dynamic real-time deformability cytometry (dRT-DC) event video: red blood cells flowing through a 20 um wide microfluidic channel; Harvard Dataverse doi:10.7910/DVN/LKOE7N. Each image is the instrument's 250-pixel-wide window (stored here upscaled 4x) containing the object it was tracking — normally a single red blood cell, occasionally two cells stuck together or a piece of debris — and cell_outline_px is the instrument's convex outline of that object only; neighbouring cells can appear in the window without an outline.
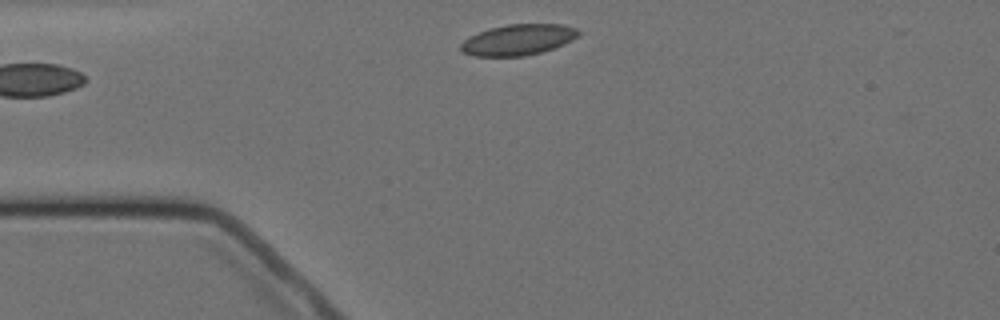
{"species": "Egyptian fruit bat (a non-hibernating species)", "species_latin": "Rousettus aegyptiacus", "temperature_condition": "cold", "stored_images_in_passage": 2, "segment_of_instrument_passage": [2, 2], "camera_frame_rate_fps": 3000, "um_per_image_px": 0.085, "animal": {"sex": "female"}, "frame": {"image": 1, "passage_image": 2, "time_ms": 1.333, "image_size_px": [1000, 320], "cell_outline_px": [[580, 36], [564, 44], [540, 52], [524, 56], [472, 56], [464, 52], [460, 48], [460, 44], [468, 36], [488, 28], [508, 24], [564, 24], [576, 28], [580, 32]], "centroid_in_image_um": [44.04, 3.37], "position_along_channel_um": 41.0, "area_um2": 21.27}}